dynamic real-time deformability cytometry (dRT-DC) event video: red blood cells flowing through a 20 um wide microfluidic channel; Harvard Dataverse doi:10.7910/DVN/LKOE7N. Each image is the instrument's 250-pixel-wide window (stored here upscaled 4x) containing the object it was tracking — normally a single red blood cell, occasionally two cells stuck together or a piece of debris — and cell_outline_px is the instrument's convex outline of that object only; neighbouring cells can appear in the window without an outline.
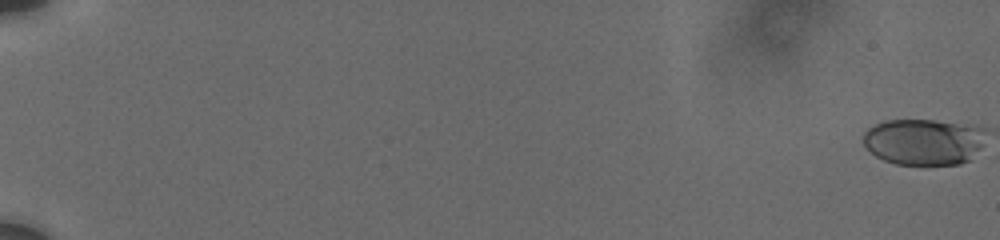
{"species": "human", "species_latin": "Homo sapiens", "temperature_condition": "cold", "stored_images_in_passage": 11, "camera_frame_rate_fps": 3000, "um_per_image_px": 0.085, "donor": {"sex": "male"}, "frame": {"image": 1, "passage_image": 1, "time_ms": 0.0, "image_size_px": [1000, 240], "cell_outline_px": [[984, 128], [980, 144], [968, 160], [960, 164], [896, 164], [884, 160], [876, 156], [864, 144], [864, 132], [868, 128], [876, 124], [888, 120], [932, 120]], "centroid_in_image_um": [78.44, 12.05], "position_along_channel_um": 6.6, "area_um2": 32.14}}
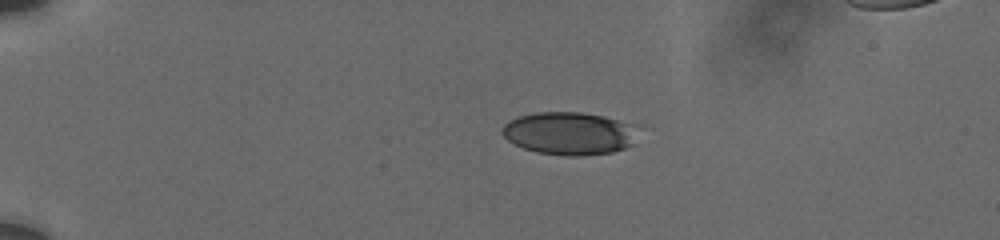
{"frame": {"image": 2, "passage_image": 7, "time_ms": 5.0, "image_size_px": [1000, 240], "cell_outline_px": [[632, 144], [624, 148], [612, 152], [580, 156], [568, 156], [536, 152], [524, 148], [508, 140], [500, 132], [504, 124], [508, 120], [520, 116], [536, 112], [580, 112], [600, 116], [632, 124]], "centroid_in_image_um": [48.29, 11.34], "position_along_channel_um": 36.7, "area_um2": 33.23}}
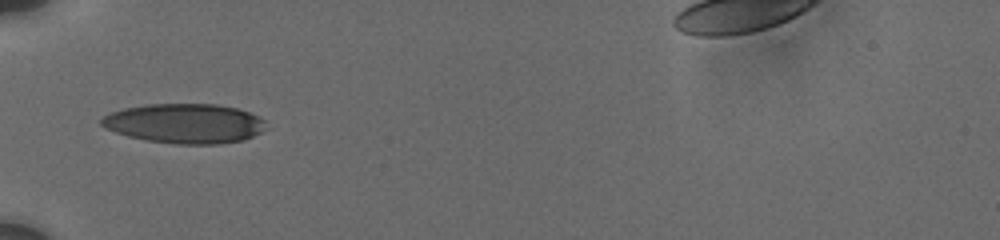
{"frame": {"image": 3, "passage_image": 10, "time_ms": 7.667, "image_size_px": [1000, 240], "cell_outline_px": [[264, 128], [260, 132], [244, 140], [220, 144], [176, 144], [148, 140], [128, 136], [116, 132], [100, 124], [100, 120], [104, 116], [112, 112], [124, 108], [148, 104], [216, 104], [236, 108], [260, 116], [264, 120]], "centroid_in_image_um": [15.71, 10.49], "position_along_channel_um": 69.3, "area_um2": 37.8}}